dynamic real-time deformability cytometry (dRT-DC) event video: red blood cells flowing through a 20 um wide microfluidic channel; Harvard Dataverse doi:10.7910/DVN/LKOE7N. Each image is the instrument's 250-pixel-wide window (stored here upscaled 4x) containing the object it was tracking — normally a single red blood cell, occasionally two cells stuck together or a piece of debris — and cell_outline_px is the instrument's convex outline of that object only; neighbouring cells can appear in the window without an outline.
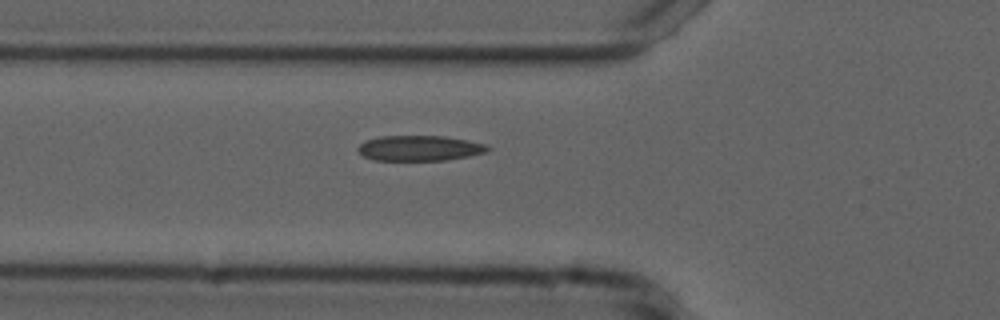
{"species": "common noctule bat (a hibernating species)", "species_latin": "Nyctalus noctula", "temperature_condition": "cold", "stored_images_in_passage": 39, "camera_frame_rate_fps": 3000, "um_per_image_px": 0.085, "animal": {"sex": "male", "forearm_length_mm": 52.5}, "frame": {"image": 1, "passage_image": 4, "time_ms": 1.0, "image_size_px": [1000, 320], "cell_outline_px": [[492, 148], [488, 152], [468, 156], [444, 160], [372, 160], [364, 156], [356, 148], [364, 140], [380, 136], [444, 136], [468, 140], [484, 144]], "centroid_in_image_um": [35.66, 12.59], "position_along_channel_um": 90.1, "area_um2": 19.19}}
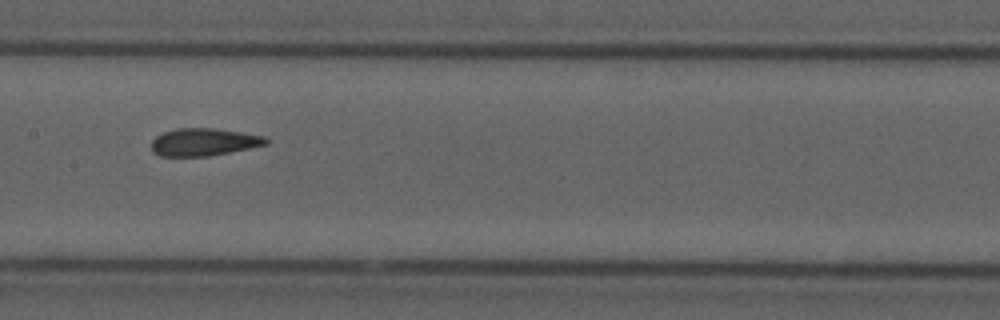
{"frame": {"image": 2, "passage_image": 12, "time_ms": 3.667, "image_size_px": [1000, 320], "cell_outline_px": [[272, 140], [268, 144], [208, 156], [160, 156], [152, 152], [152, 140], [156, 136], [164, 132], [176, 128], [212, 128], [240, 132], [264, 136]], "centroid_in_image_um": [17.32, 12.07], "position_along_channel_um": 190.1, "area_um2": 18.32}}
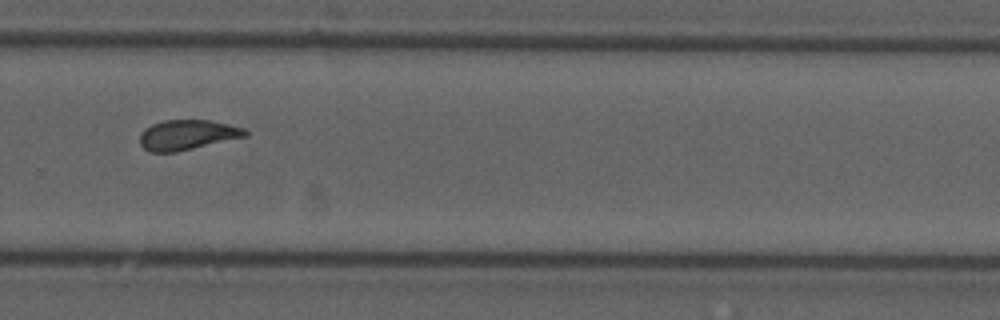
{"frame": {"image": 3, "passage_image": 22, "time_ms": 7.0, "image_size_px": [1000, 320], "cell_outline_px": [[248, 136], [176, 152], [148, 152], [140, 144], [140, 132], [144, 128], [152, 124], [164, 120], [208, 120], [228, 124], [244, 128], [248, 132]], "centroid_in_image_um": [15.9, 11.46], "position_along_channel_um": 313.9, "area_um2": 18.5}, "authors_computed_cell_mechanics": {"area_um2": 18.7272, "velocity_mm_per_s": 3.7236, "shape_relaxation_time_tau1_ms": 9.7549, "shape_relaxation_time_tau2_ms": 1.9742, "deformation_change_tau1": 0.2248, "deformation_change_tau2": 0.0987}}